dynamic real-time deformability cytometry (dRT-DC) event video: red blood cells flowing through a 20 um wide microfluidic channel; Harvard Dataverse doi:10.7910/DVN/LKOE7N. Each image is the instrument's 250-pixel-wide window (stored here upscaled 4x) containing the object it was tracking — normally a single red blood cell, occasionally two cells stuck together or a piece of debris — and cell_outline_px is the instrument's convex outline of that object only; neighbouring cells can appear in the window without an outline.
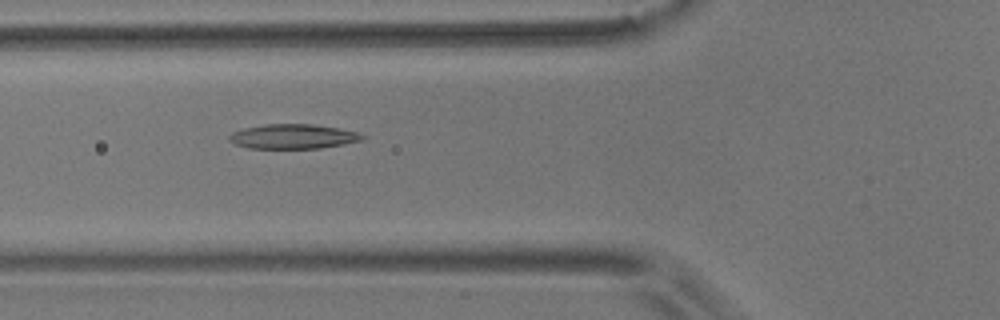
{"species": "common noctule bat (a hibernating species)", "species_latin": "Nyctalus noctula", "temperature_condition": "room temperature", "stored_images_in_passage": 49, "camera_frame_rate_fps": 3000, "um_per_image_px": 0.085, "animal": {"sex": "male", "body_mass_g": 17.9}, "frame": {"image": 1, "passage_image": 14, "time_ms": 4.333, "image_size_px": [1000, 320], "cell_outline_px": [[364, 136], [360, 140], [344, 144], [320, 148], [248, 148], [236, 144], [228, 140], [228, 136], [232, 132], [244, 128], [264, 124], [312, 124], [340, 128], [360, 132]], "centroid_in_image_um": [24.9, 11.59], "position_along_channel_um": 100.9, "area_um2": 19.07}}
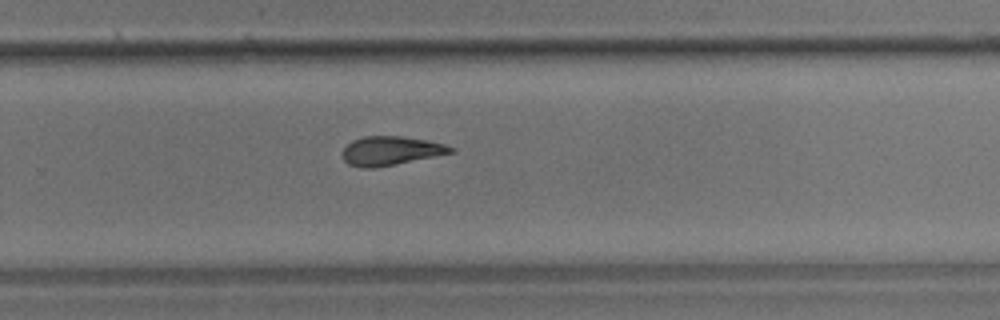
{"frame": {"image": 2, "passage_image": 30, "time_ms": 9.667, "image_size_px": [1000, 320], "cell_outline_px": [[456, 152], [396, 164], [372, 168], [360, 168], [348, 164], [344, 160], [340, 152], [352, 140], [364, 136], [400, 136], [424, 140], [444, 144], [456, 148]], "centroid_in_image_um": [33.19, 12.82], "position_along_channel_um": 296.6, "area_um2": 18.32}}
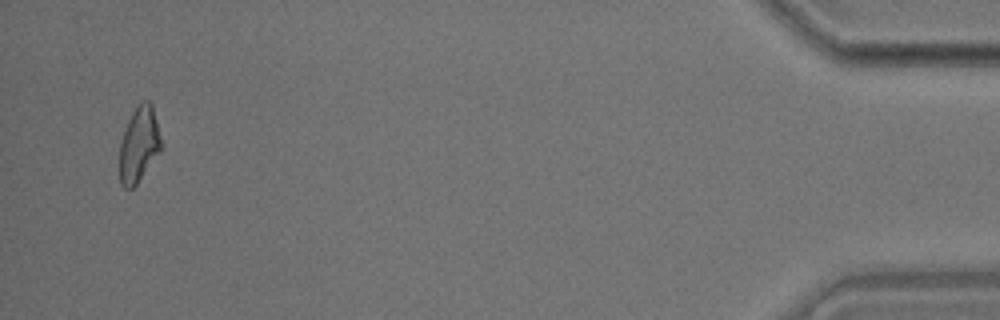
{"frame": {"image": 3, "passage_image": 47, "time_ms": 15.333, "image_size_px": [1000, 320], "cell_outline_px": [[164, 148], [136, 184], [132, 188], [124, 188], [120, 184], [120, 144], [128, 120], [132, 112], [144, 100], [148, 100], [152, 104], [164, 144]], "centroid_in_image_um": [11.86, 12.29], "position_along_channel_um": 423.3, "area_um2": 18.44}, "authors_computed_cell_mechanics": {"area_um2": 18.8428, "velocity_mm_per_s": 3.6707, "shape_relaxation_time_tau1_ms": null, "shape_relaxation_time_tau2_ms": 4.5868, "deformation_change_tau1": null, "deformation_change_tau2": 0.1437}}